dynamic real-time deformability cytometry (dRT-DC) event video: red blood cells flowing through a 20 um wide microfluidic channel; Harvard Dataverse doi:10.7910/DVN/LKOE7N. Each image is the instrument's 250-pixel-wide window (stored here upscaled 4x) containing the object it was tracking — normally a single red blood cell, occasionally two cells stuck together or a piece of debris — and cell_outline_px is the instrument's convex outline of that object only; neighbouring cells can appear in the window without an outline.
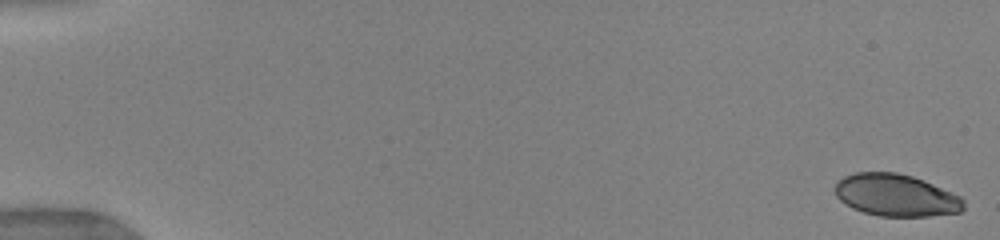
{"species": "human", "species_latin": "Homo sapiens", "temperature_condition": "warm", "stored_images_in_passage": 123, "camera_frame_rate_fps": 3000, "um_per_image_px": 0.085, "donor": {"sex": "female"}, "frame": {"image": 1, "passage_image": 1, "time_ms": 0.0, "image_size_px": [1000, 240], "cell_outline_px": [[964, 208], [960, 212], [928, 216], [880, 216], [864, 212], [852, 208], [844, 204], [836, 196], [836, 180], [844, 176], [856, 172], [896, 172], [912, 176], [924, 180], [952, 192], [960, 196], [964, 200]], "centroid_in_image_um": [76.15, 16.59], "position_along_channel_um": 8.9, "area_um2": 31.67}}
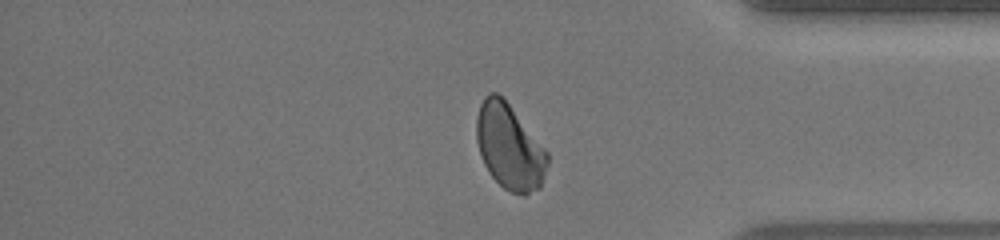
{"frame": {"image": 2, "passage_image": 99, "time_ms": 14.0, "image_size_px": [1000, 240], "cell_outline_px": [[548, 164], [540, 188], [524, 196], [512, 192], [504, 188], [488, 172], [480, 156], [476, 140], [476, 116], [480, 104], [484, 96], [488, 92], [496, 92], [504, 96], [548, 152]], "centroid_in_image_um": [43.29, 12.45], "position_along_channel_um": 391.9, "area_um2": 35.78}}
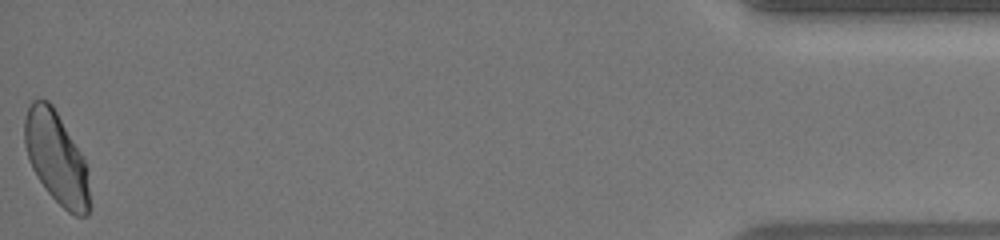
{"frame": {"image": 3, "passage_image": 121, "time_ms": 16.667, "image_size_px": [1000, 240], "cell_outline_px": [[88, 212], [84, 216], [76, 216], [68, 212], [48, 192], [32, 168], [28, 160], [24, 144], [24, 120], [28, 108], [32, 100], [48, 100], [52, 104], [80, 152], [88, 168]], "centroid_in_image_um": [4.76, 13.4], "position_along_channel_um": 430.4, "area_um2": 34.22}, "authors_computed_cell_mechanics": {"area_um2": 34.7956, "velocity_mm_per_s": 4.042, "shape_relaxation_time_tau1_ms": 5.2677, "shape_relaxation_time_tau2_ms": 0.8078, "deformation_change_tau1": 0.1521, "deformation_change_tau2": 0.0539}}